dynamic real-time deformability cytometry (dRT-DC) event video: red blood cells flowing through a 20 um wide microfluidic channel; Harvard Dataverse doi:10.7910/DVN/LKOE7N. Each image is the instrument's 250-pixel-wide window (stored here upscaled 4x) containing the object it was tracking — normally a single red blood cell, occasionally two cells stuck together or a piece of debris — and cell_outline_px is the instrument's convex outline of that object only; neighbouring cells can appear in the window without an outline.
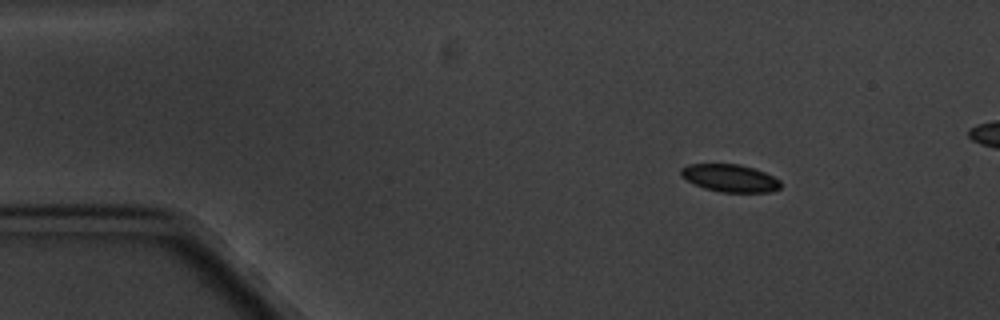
{"species": "common noctule bat (a hibernating species)", "species_latin": "Nyctalus noctula", "temperature_condition": "cold", "stored_images_in_passage": 5, "camera_frame_rate_fps": 3000, "um_per_image_px": 0.085, "animal": {"sex": "male", "body_mass_g": 20.1, "forearm_length_mm": 53.5}, "frame": {"image": 1, "passage_image": 2, "time_ms": 1.333, "image_size_px": [1000, 320], "cell_outline_px": [[780, 188], [772, 192], [720, 192], [704, 188], [680, 176], [680, 168], [688, 164], [740, 164], [764, 172], [780, 180]], "centroid_in_image_um": [62.04, 15.14], "position_along_channel_um": 23.0, "area_um2": 15.95}}